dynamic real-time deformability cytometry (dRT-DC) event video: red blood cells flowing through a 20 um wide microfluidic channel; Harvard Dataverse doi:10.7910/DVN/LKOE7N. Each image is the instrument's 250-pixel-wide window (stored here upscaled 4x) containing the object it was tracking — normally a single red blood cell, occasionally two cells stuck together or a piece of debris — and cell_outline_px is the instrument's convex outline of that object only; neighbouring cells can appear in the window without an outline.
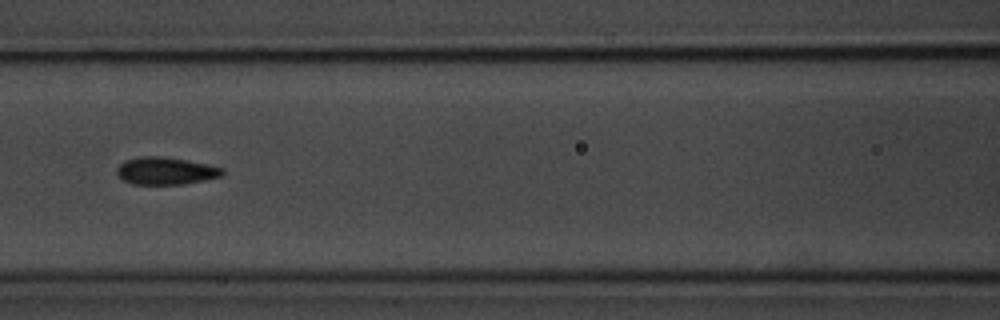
{"species": "common noctule bat (a hibernating species)", "species_latin": "Nyctalus noctula", "temperature_condition": "room temperature", "stored_images_in_passage": 14, "camera_frame_rate_fps": 3000, "um_per_image_px": 0.085, "animal": {"sex": "male", "body_mass_g": 20.1, "forearm_length_mm": 53.5}, "frame": {"image": 1, "passage_image": 7, "time_ms": 2.0, "image_size_px": [1000, 320], "cell_outline_px": [[224, 176], [204, 180], [180, 184], [132, 184], [124, 180], [116, 172], [116, 168], [124, 160], [140, 156], [160, 156], [188, 160], [208, 164], [224, 168]], "centroid_in_image_um": [14.1, 14.51], "position_along_channel_um": 152.5, "area_um2": 16.94}}
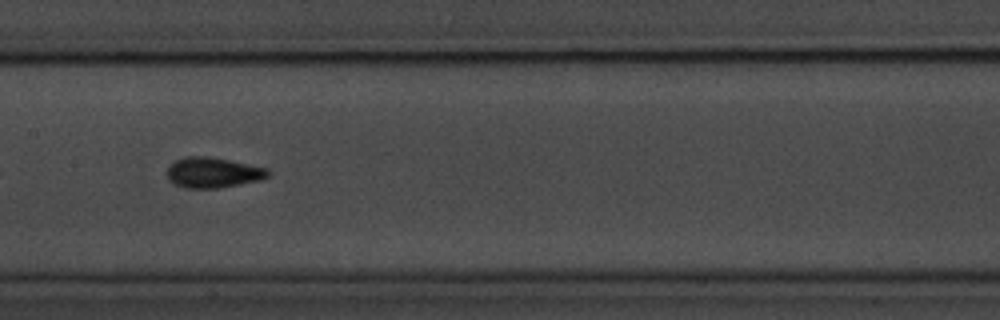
{"frame": {"image": 2, "passage_image": 10, "time_ms": 3.0, "image_size_px": [1000, 320], "cell_outline_px": [[272, 172], [268, 176], [260, 180], [216, 188], [188, 188], [176, 184], [168, 180], [168, 164], [184, 156], [204, 156], [228, 160], [268, 168]], "centroid_in_image_um": [18.1, 14.66], "position_along_channel_um": 189.3, "area_um2": 17.74}}